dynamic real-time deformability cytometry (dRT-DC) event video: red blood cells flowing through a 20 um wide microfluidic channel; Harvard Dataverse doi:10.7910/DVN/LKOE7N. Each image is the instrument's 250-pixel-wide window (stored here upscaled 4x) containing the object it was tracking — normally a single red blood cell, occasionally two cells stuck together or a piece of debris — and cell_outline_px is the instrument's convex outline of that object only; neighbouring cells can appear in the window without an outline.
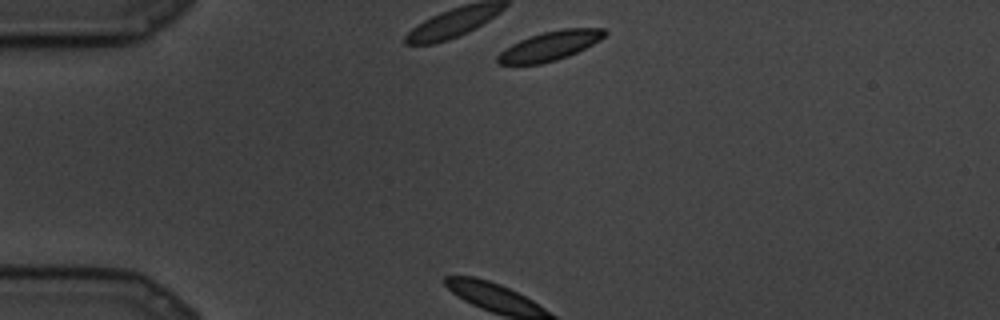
{"species": "common noctule bat (a hibernating species)", "species_latin": "Nyctalus noctula", "temperature_condition": "cold", "stored_images_in_passage": 60, "camera_frame_rate_fps": 3000, "um_per_image_px": 0.085, "animal": {"sex": "male", "body_mass_g": 19.5, "forearm_length_mm": 54.6}, "frame": {"image": 1, "passage_image": 1, "time_ms": 0.0, "image_size_px": [1000, 320], "cell_outline_px": [[608, 32], [600, 40], [568, 56], [556, 60], [540, 64], [496, 64], [496, 56], [500, 52], [512, 44], [528, 36], [544, 32], [564, 28], [604, 28]], "centroid_in_image_um": [46.72, 3.9], "position_along_channel_um": 38.3, "area_um2": 18.15}}